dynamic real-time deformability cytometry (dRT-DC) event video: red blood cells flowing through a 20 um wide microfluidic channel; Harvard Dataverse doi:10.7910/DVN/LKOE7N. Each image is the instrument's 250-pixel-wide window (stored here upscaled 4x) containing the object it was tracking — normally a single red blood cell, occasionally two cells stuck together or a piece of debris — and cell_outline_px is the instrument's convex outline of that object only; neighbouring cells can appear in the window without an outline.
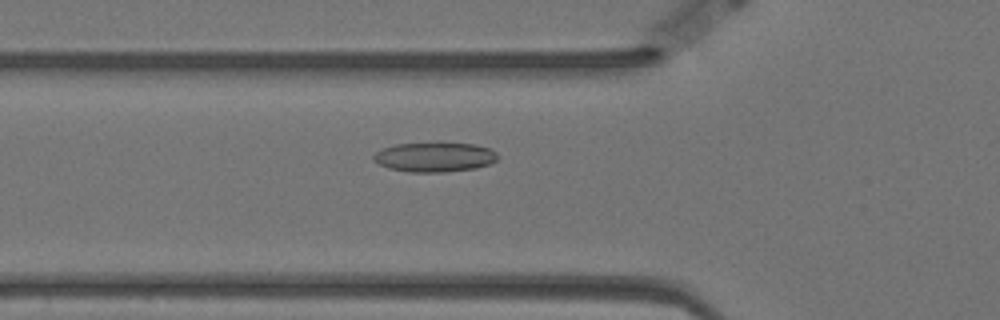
{"species": "Egyptian fruit bat (a non-hibernating species)", "species_latin": "Rousettus aegyptiacus", "temperature_condition": "warm", "stored_images_in_passage": 58, "camera_frame_rate_fps": 3000, "um_per_image_px": 0.085, "animal": {"sex": "female"}, "frame": {"image": 1, "passage_image": 20, "time_ms": 6.333, "image_size_px": [1000, 320], "cell_outline_px": [[500, 156], [492, 164], [476, 168], [444, 172], [408, 172], [388, 168], [372, 160], [372, 156], [380, 148], [396, 144], [476, 144], [488, 148], [496, 152]], "centroid_in_image_um": [36.94, 13.37], "position_along_channel_um": 88.9, "area_um2": 21.33}}
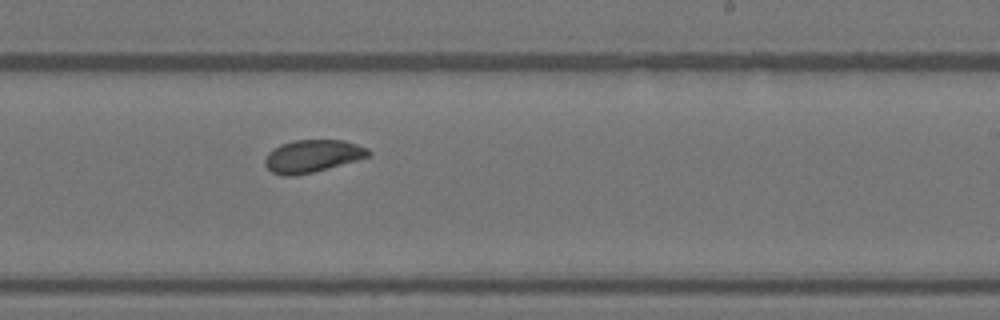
{"frame": {"image": 2, "passage_image": 35, "time_ms": 11.333, "image_size_px": [1000, 320], "cell_outline_px": [[372, 152], [368, 156], [356, 160], [328, 168], [312, 172], [292, 176], [284, 176], [272, 172], [264, 164], [264, 160], [268, 152], [272, 148], [280, 144], [292, 140], [344, 140], [368, 148]], "centroid_in_image_um": [26.52, 13.25], "position_along_channel_um": 262.5, "area_um2": 19.59}}
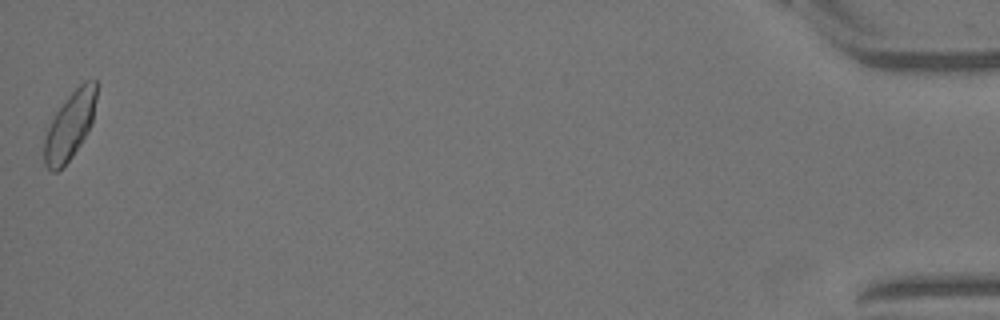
{"frame": {"image": 3, "passage_image": 58, "time_ms": 19.0, "image_size_px": [1000, 320], "cell_outline_px": [[96, 100], [92, 124], [88, 132], [72, 156], [56, 172], [52, 172], [44, 164], [44, 140], [48, 128], [56, 112], [64, 100], [84, 80], [96, 80]], "centroid_in_image_um": [5.95, 10.66], "position_along_channel_um": 429.3, "area_um2": 20.35}, "authors_computed_cell_mechanics": {"area_um2": 20.3456, "velocity_mm_per_s": 3.4586, "shape_relaxation_time_tau1_ms": 4.9594, "shape_relaxation_time_tau2_ms": 3.1645, "deformation_change_tau1": 0.1119, "deformation_change_tau2": 0.0702}}